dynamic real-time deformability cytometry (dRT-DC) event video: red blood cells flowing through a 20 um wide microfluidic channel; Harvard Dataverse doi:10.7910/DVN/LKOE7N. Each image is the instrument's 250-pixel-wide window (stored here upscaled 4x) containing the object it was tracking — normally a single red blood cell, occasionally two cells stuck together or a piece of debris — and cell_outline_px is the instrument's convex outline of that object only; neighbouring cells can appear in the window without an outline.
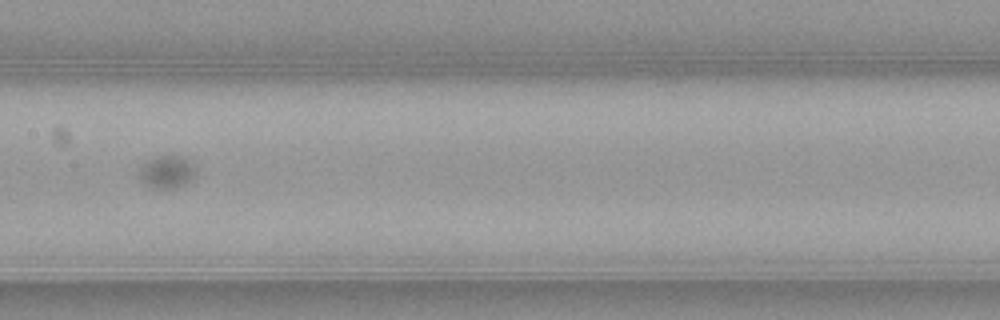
{"species": "common noctule bat (a hibernating species)", "species_latin": "Nyctalus noctula", "temperature_condition": "warm", "stored_images_in_passage": 53, "camera_frame_rate_fps": 3000, "um_per_image_px": 0.085, "animal": {"sex": "female", "body_mass_g": 21.9}, "frame": {"image": 1, "passage_image": 27, "time_ms": 8.667, "image_size_px": [1000, 320], "cell_outline_px": [[196, 176], [192, 180], [184, 184], [172, 188], [152, 188], [140, 180], [140, 168], [148, 160], [160, 156], [184, 156], [196, 168]], "centroid_in_image_um": [14.23, 14.62], "position_along_channel_um": 193.2, "area_um2": 10.64}}
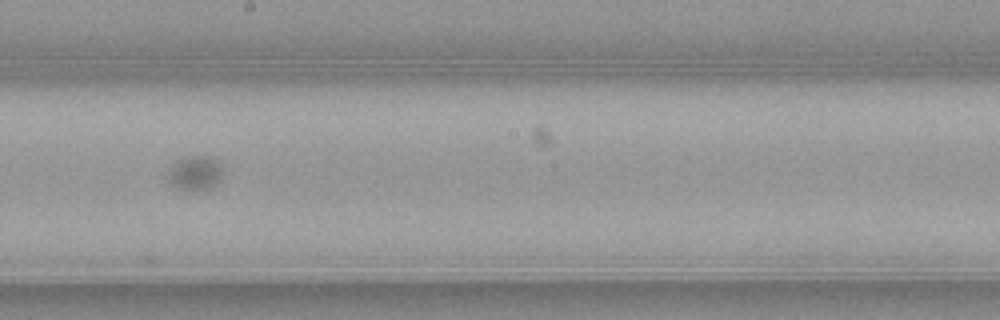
{"frame": {"image": 2, "passage_image": 30, "time_ms": 9.667, "image_size_px": [1000, 320], "cell_outline_px": [[220, 180], [212, 188], [192, 192], [180, 188], [172, 184], [168, 180], [168, 172], [172, 164], [176, 160], [188, 156], [208, 156], [216, 160], [220, 168]], "centroid_in_image_um": [16.55, 14.73], "position_along_channel_um": 231.6, "area_um2": 10.92}}
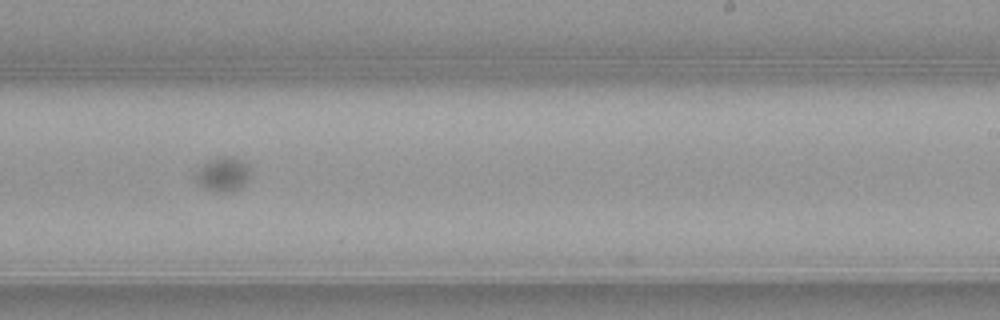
{"frame": {"image": 3, "passage_image": 33, "time_ms": 10.667, "image_size_px": [1000, 320], "cell_outline_px": [[248, 176], [244, 184], [240, 188], [232, 192], [220, 192], [204, 188], [192, 176], [208, 160], [220, 156], [228, 156], [244, 164], [248, 168]], "centroid_in_image_um": [18.89, 14.84], "position_along_channel_um": 270.1, "area_um2": 10.52}}